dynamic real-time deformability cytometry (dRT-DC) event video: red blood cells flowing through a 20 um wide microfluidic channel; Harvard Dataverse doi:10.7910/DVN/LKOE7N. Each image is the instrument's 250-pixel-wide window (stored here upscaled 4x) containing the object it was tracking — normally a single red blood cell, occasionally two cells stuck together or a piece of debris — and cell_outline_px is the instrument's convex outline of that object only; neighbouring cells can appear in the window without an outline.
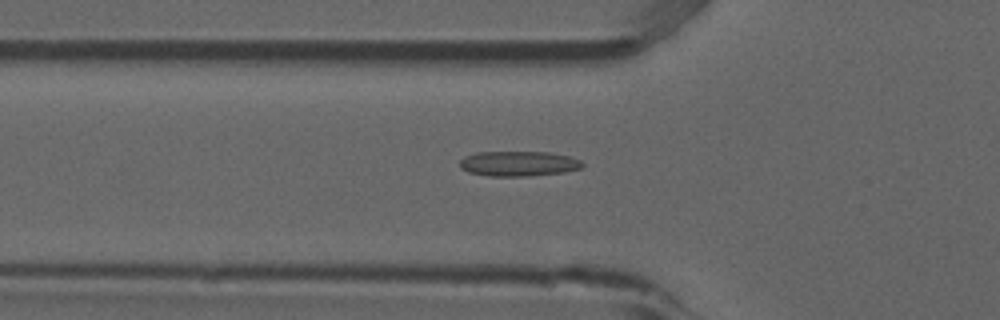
{"species": "common noctule bat (a hibernating species)", "species_latin": "Nyctalus noctula", "temperature_condition": "room temperature", "stored_images_in_passage": 53, "camera_frame_rate_fps": 3000, "um_per_image_px": 0.085, "animal": {"sex": "male", "forearm_length_mm": 52.5}, "frame": {"image": 1, "passage_image": 18, "time_ms": 5.667, "image_size_px": [1000, 320], "cell_outline_px": [[584, 164], [580, 168], [564, 172], [528, 176], [488, 176], [468, 172], [460, 168], [460, 160], [464, 156], [476, 152], [548, 152], [572, 156], [580, 160]], "centroid_in_image_um": [44.06, 13.9], "position_along_channel_um": 81.7, "area_um2": 18.03}}
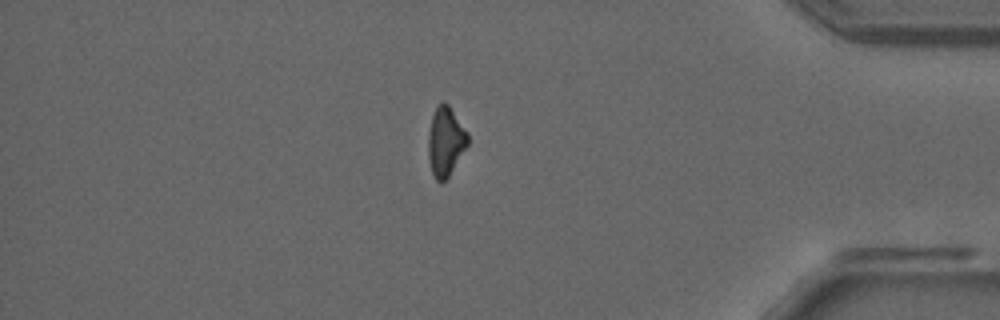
{"frame": {"image": 2, "passage_image": 45, "time_ms": 14.667, "image_size_px": [1000, 320], "cell_outline_px": [[468, 144], [448, 176], [440, 184], [432, 176], [428, 156], [428, 132], [432, 116], [436, 108], [444, 100], [448, 104], [468, 132]], "centroid_in_image_um": [37.85, 12.03], "position_along_channel_um": 397.3, "area_um2": 15.9}}
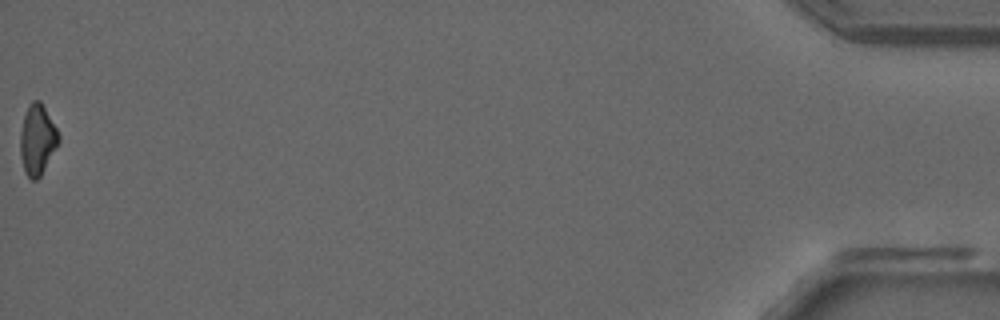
{"frame": {"image": 3, "passage_image": 53, "time_ms": 17.333, "image_size_px": [1000, 320], "cell_outline_px": [[60, 140], [40, 176], [36, 180], [32, 180], [28, 176], [24, 168], [20, 156], [20, 132], [24, 116], [28, 104], [32, 100], [40, 100], [56, 128], [60, 136]], "centroid_in_image_um": [3.16, 11.85], "position_along_channel_um": 432.0, "area_um2": 15.49}, "authors_computed_cell_mechanics": {"area_um2": 16.8776, "velocity_mm_per_s": 3.8807, "shape_relaxation_time_tau1_ms": null, "shape_relaxation_time_tau2_ms": 4.9957, "deformation_change_tau1": null, "deformation_change_tau2": 0.1311}}